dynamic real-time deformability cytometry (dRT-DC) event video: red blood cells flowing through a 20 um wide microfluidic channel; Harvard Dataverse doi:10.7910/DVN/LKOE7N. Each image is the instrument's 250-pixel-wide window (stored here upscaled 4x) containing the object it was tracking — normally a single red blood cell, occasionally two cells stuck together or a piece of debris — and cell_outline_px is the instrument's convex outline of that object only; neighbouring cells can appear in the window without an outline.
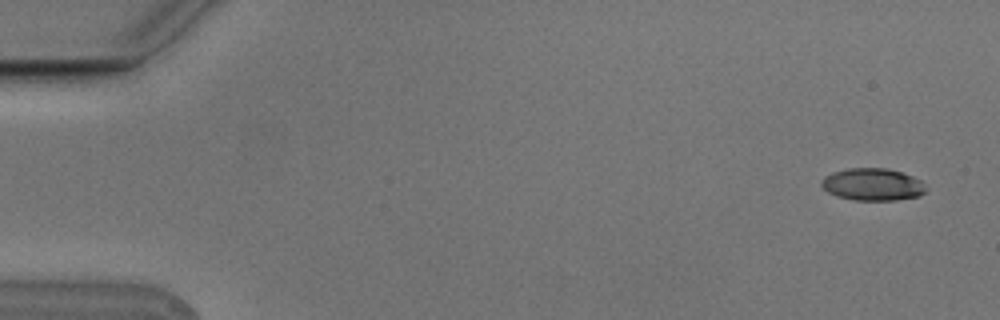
{"species": "Egyptian fruit bat (a non-hibernating species)", "species_latin": "Rousettus aegyptiacus", "temperature_condition": "cold", "stored_images_in_passage": 6, "camera_frame_rate_fps": 3000, "um_per_image_px": 0.085, "animal": {"sex": "male"}, "frame": {"image": 1, "passage_image": 1, "time_ms": 0.0, "image_size_px": [1000, 320], "cell_outline_px": [[924, 192], [920, 196], [896, 200], [856, 200], [836, 196], [828, 192], [820, 184], [820, 180], [824, 176], [832, 172], [848, 168], [888, 168], [912, 176], [920, 180], [924, 184]], "centroid_in_image_um": [74.13, 15.67], "position_along_channel_um": 10.9, "area_um2": 19.65}}
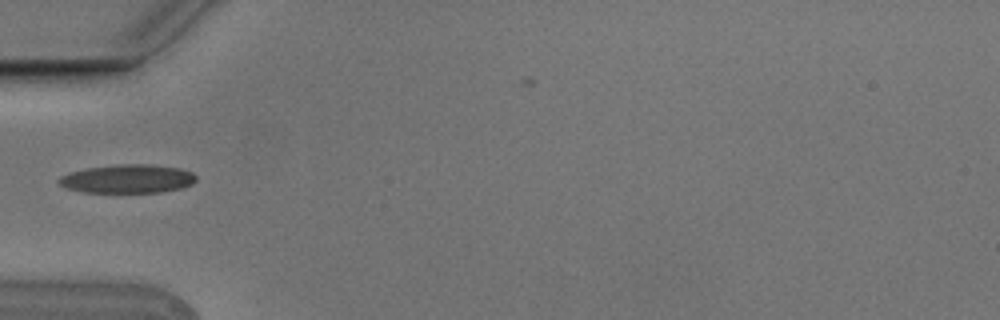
{"frame": {"image": 2, "passage_image": 5, "time_ms": 1.333, "image_size_px": [1000, 320], "cell_outline_px": [[196, 180], [192, 184], [180, 188], [160, 192], [84, 192], [64, 188], [56, 180], [60, 176], [68, 172], [88, 168], [116, 164], [152, 164], [180, 168], [192, 172], [196, 176]], "centroid_in_image_um": [10.82, 15.19], "position_along_channel_um": 74.2, "area_um2": 23.0}}